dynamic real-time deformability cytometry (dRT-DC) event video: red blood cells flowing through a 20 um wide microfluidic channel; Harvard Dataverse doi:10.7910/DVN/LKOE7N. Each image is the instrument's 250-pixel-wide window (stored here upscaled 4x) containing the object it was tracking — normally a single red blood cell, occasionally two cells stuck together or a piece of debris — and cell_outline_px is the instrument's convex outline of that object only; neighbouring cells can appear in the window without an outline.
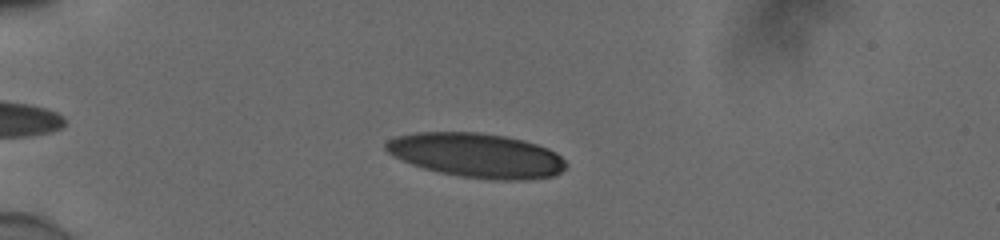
{"species": "human", "species_latin": "Homo sapiens", "temperature_condition": "cold", "stored_images_in_passage": 42, "camera_frame_rate_fps": 3000, "um_per_image_px": 0.085, "donor": {"sex": "male"}, "frame": {"image": 1, "passage_image": 9, "time_ms": 2.667, "image_size_px": [1000, 240], "cell_outline_px": [[568, 164], [560, 172], [552, 176], [524, 180], [500, 180], [460, 176], [440, 172], [424, 168], [412, 164], [388, 152], [384, 148], [384, 144], [388, 140], [396, 136], [416, 132], [480, 132], [504, 136], [524, 140], [548, 148], [556, 152]], "centroid_in_image_um": [40.53, 13.19], "position_along_channel_um": 44.5, "area_um2": 46.36}}
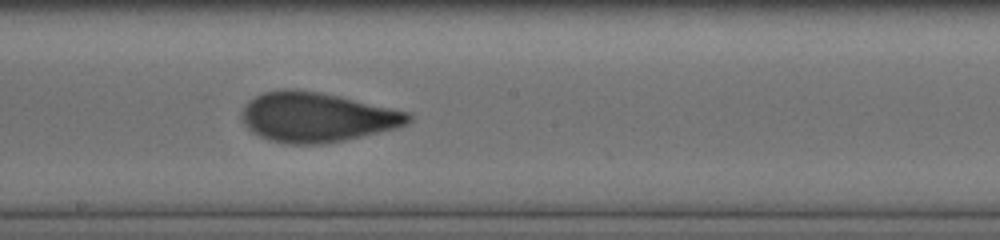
{"frame": {"image": 2, "passage_image": 26, "time_ms": 8.333, "image_size_px": [1000, 240], "cell_outline_px": [[412, 120], [408, 124], [396, 128], [344, 140], [324, 144], [284, 144], [268, 140], [252, 132], [244, 124], [240, 116], [240, 112], [244, 104], [248, 100], [264, 92], [284, 88], [320, 92], [340, 96], [408, 112], [412, 116]], "centroid_in_image_um": [26.88, 9.96], "position_along_channel_um": 221.3, "area_um2": 48.38}}
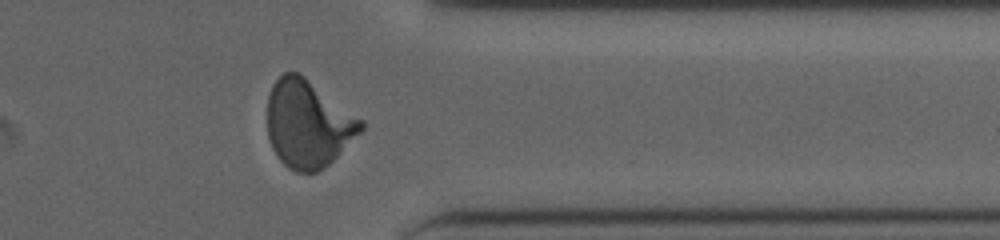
{"frame": {"image": 3, "passage_image": 39, "time_ms": 12.667, "image_size_px": [1000, 240], "cell_outline_px": [[364, 128], [324, 168], [316, 172], [296, 172], [288, 168], [276, 156], [272, 148], [268, 136], [268, 96], [272, 84], [284, 72], [296, 72], [304, 76], [364, 120]], "centroid_in_image_um": [26.17, 10.52], "position_along_channel_um": 385.2, "area_um2": 47.45}, "authors_computed_cell_mechanics": {"area_um2": 46.7024, "velocity_mm_per_s": 3.8843, "shape_relaxation_time_tau1_ms": 6.4433, "shape_relaxation_time_tau2_ms": 0.6745, "deformation_change_tau1": 0.2018, "deformation_change_tau2": 0.0657}}